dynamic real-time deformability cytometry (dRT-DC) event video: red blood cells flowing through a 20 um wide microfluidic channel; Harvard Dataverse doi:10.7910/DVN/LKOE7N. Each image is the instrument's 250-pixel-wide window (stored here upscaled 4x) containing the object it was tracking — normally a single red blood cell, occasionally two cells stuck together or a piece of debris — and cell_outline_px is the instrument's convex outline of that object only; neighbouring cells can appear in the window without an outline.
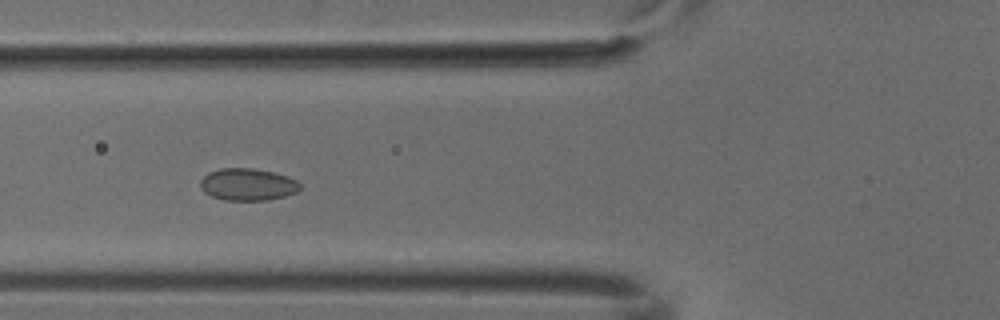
{"species": "common noctule bat (a hibernating species)", "species_latin": "Nyctalus noctula", "temperature_condition": "cold", "stored_images_in_passage": 4, "camera_frame_rate_fps": 3000, "um_per_image_px": 0.085, "animal": {"sex": "male", "body_mass_g": 18.8}, "frame": {"image": 1, "passage_image": 2, "time_ms": 0.333, "image_size_px": [1000, 320], "cell_outline_px": [[300, 188], [296, 192], [284, 196], [268, 200], [224, 200], [212, 196], [204, 192], [200, 188], [200, 180], [208, 172], [220, 168], [252, 168], [272, 172], [288, 176], [296, 180], [300, 184]], "centroid_in_image_um": [21.03, 15.67], "position_along_channel_um": 104.8, "area_um2": 18.67}}
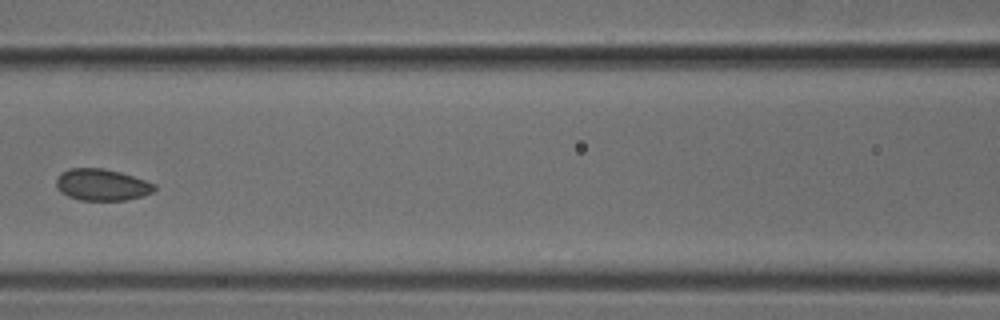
{"frame": {"image": 2, "passage_image": 3, "time_ms": 0.667, "image_size_px": [1000, 320], "cell_outline_px": [[156, 188], [152, 192], [144, 196], [124, 200], [80, 200], [68, 196], [60, 192], [56, 188], [56, 180], [64, 172], [72, 168], [104, 168], [120, 172], [156, 184]], "centroid_in_image_um": [8.67, 15.71], "position_along_channel_um": 157.9, "area_um2": 17.98}}
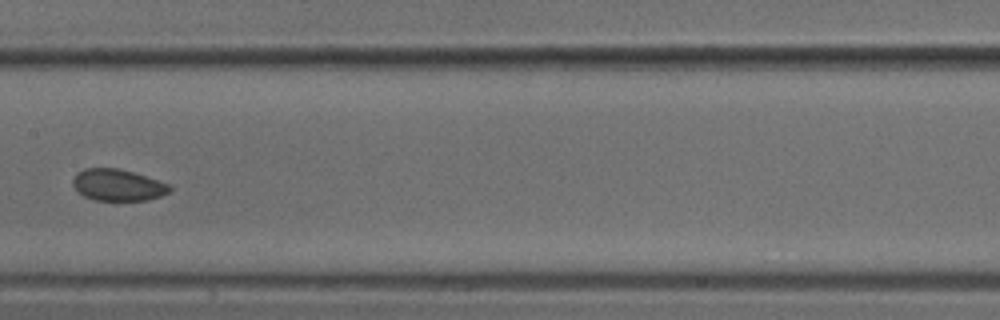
{"frame": {"image": 3, "passage_image": 4, "time_ms": 1.0, "image_size_px": [1000, 320], "cell_outline_px": [[172, 188], [168, 192], [160, 196], [148, 200], [96, 200], [84, 196], [72, 184], [72, 180], [76, 172], [84, 168], [116, 168], [132, 172], [168, 184]], "centroid_in_image_um": [9.98, 15.72], "position_along_channel_um": 197.4, "area_um2": 17.57}}